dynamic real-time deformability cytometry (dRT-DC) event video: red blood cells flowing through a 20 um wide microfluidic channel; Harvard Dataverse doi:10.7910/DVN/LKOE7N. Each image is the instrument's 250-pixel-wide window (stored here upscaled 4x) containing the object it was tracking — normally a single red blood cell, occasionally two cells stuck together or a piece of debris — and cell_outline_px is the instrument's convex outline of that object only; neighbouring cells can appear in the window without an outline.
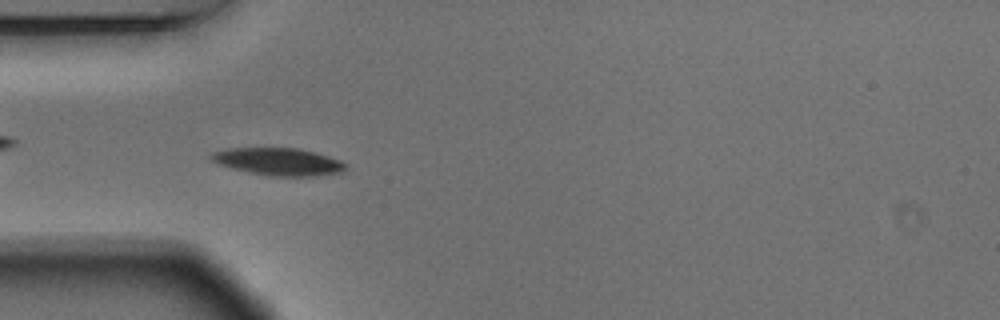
{"species": "Egyptian fruit bat (a non-hibernating species)", "species_latin": "Rousettus aegyptiacus", "temperature_condition": "warm", "stored_images_in_passage": 51, "camera_frame_rate_fps": 3000, "um_per_image_px": 0.085, "animal": {"sex": "male"}, "frame": {"image": 1, "passage_image": 12, "time_ms": 3.667, "image_size_px": [1000, 320], "cell_outline_px": [[348, 164], [344, 172], [316, 176], [268, 176], [248, 172], [232, 168], [220, 164], [212, 160], [208, 156], [212, 152], [228, 148], [300, 148], [328, 156], [340, 160]], "centroid_in_image_um": [23.7, 13.74], "position_along_channel_um": 61.3, "area_um2": 21.62}}
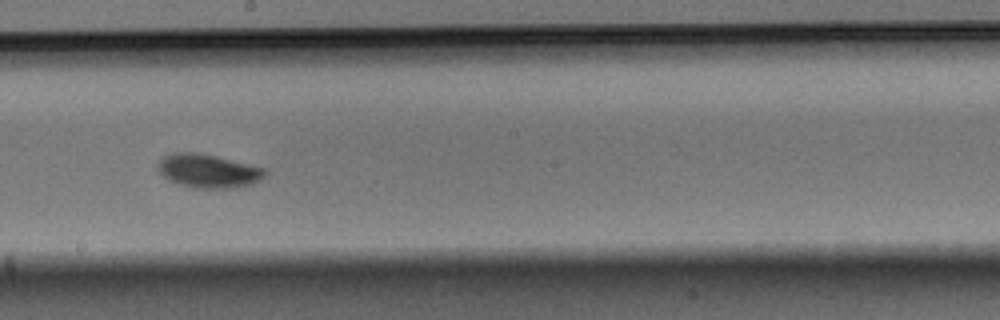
{"frame": {"image": 2, "passage_image": 26, "time_ms": 8.333, "image_size_px": [1000, 320], "cell_outline_px": [[268, 172], [260, 180], [252, 184], [236, 188], [192, 188], [176, 184], [168, 180], [156, 168], [156, 164], [164, 156], [176, 152], [196, 152], [216, 156], [264, 168]], "centroid_in_image_um": [17.67, 14.54], "position_along_channel_um": 230.5, "area_um2": 21.15}}
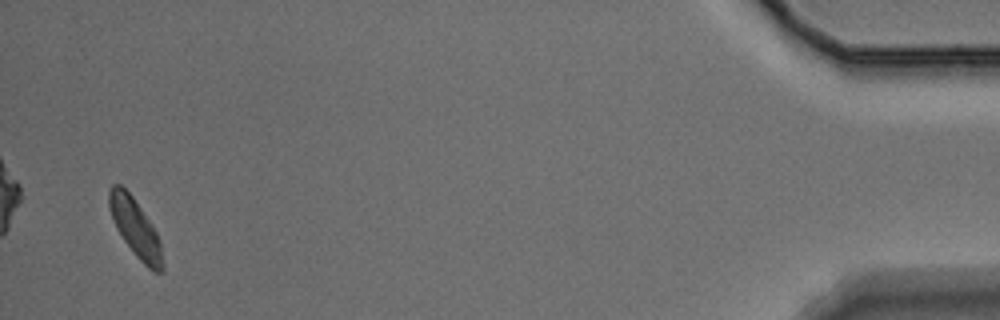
{"frame": {"image": 3, "passage_image": 49, "time_ms": 16.0, "image_size_px": [1000, 320], "cell_outline_px": [[164, 272], [152, 272], [136, 256], [124, 240], [116, 228], [108, 204], [108, 192], [112, 184], [120, 184], [132, 196], [156, 232], [160, 240], [164, 264]], "centroid_in_image_um": [11.52, 19.41], "position_along_channel_um": 423.7, "area_um2": 17.86}, "authors_computed_cell_mechanics": {"area_um2": 19.5364, "velocity_mm_per_s": 3.6397, "shape_relaxation_time_tau1_ms": 2.0348, "shape_relaxation_time_tau2_ms": null, "deformation_change_tau1": 0.1228, "deformation_change_tau2": null}}